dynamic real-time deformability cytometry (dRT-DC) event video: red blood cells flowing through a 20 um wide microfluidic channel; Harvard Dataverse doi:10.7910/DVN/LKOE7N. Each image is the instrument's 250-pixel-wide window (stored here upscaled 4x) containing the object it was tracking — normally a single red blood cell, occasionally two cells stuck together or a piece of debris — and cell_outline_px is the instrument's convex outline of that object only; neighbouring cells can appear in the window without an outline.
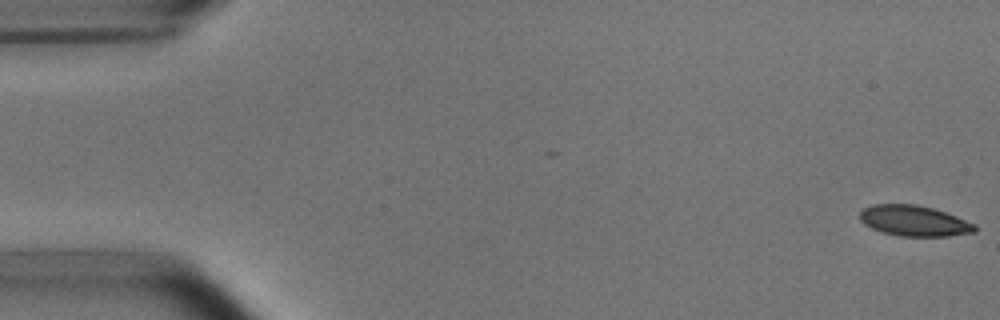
{"species": "common noctule bat (a hibernating species)", "species_latin": "Nyctalus noctula", "temperature_condition": "room temperature", "stored_images_in_passage": 50, "camera_frame_rate_fps": 3000, "um_per_image_px": 0.085, "animal": {"sex": "male", "body_mass_g": 15.6}, "frame": {"image": 1, "passage_image": 1, "time_ms": 0.0, "image_size_px": [1000, 320], "cell_outline_px": [[976, 232], [948, 236], [900, 236], [884, 232], [872, 228], [864, 224], [860, 220], [860, 212], [864, 208], [872, 204], [916, 204], [932, 208], [956, 216], [976, 224]], "centroid_in_image_um": [77.71, 18.76], "position_along_channel_um": 7.3, "area_um2": 20.46}}
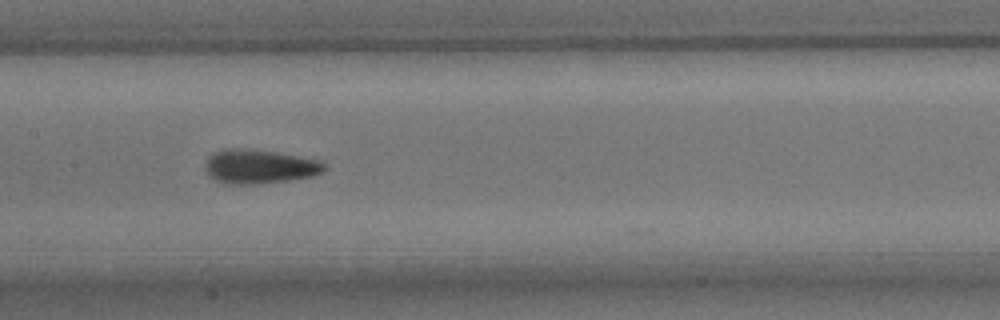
{"frame": {"image": 2, "passage_image": 26, "time_ms": 8.333, "image_size_px": [1000, 320], "cell_outline_px": [[328, 168], [324, 172], [312, 176], [288, 180], [256, 184], [224, 184], [208, 176], [204, 168], [204, 164], [208, 156], [212, 152], [224, 148], [252, 148], [276, 152], [320, 160]], "centroid_in_image_um": [22.0, 14.14], "position_along_channel_um": 185.4, "area_um2": 24.16}}
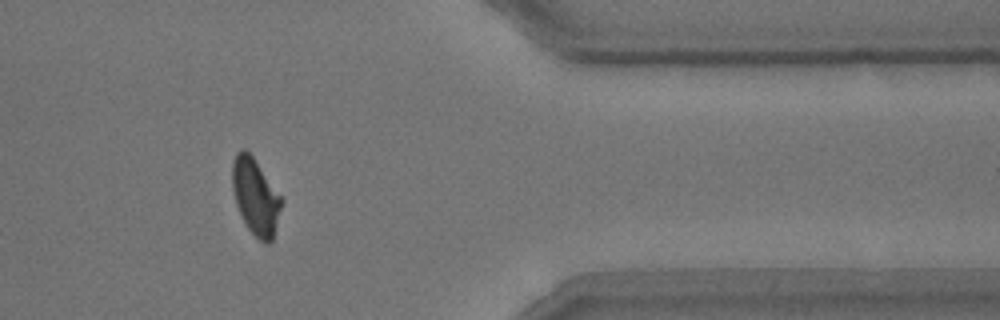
{"frame": {"image": 3, "passage_image": 44, "time_ms": 14.333, "image_size_px": [1000, 320], "cell_outline_px": [[284, 200], [272, 240], [268, 244], [264, 244], [248, 228], [236, 204], [232, 188], [232, 160], [236, 152], [240, 148], [244, 148], [252, 156]], "centroid_in_image_um": [21.72, 16.69], "position_along_channel_um": 389.7, "area_um2": 21.73}, "authors_computed_cell_mechanics": {"area_um2": 21.8773, "velocity_mm_per_s": 3.7638, "shape_relaxation_time_tau1_ms": 3.6189, "shape_relaxation_time_tau2_ms": 1.0881, "deformation_change_tau1": 0.1259, "deformation_change_tau2": 0.065}}